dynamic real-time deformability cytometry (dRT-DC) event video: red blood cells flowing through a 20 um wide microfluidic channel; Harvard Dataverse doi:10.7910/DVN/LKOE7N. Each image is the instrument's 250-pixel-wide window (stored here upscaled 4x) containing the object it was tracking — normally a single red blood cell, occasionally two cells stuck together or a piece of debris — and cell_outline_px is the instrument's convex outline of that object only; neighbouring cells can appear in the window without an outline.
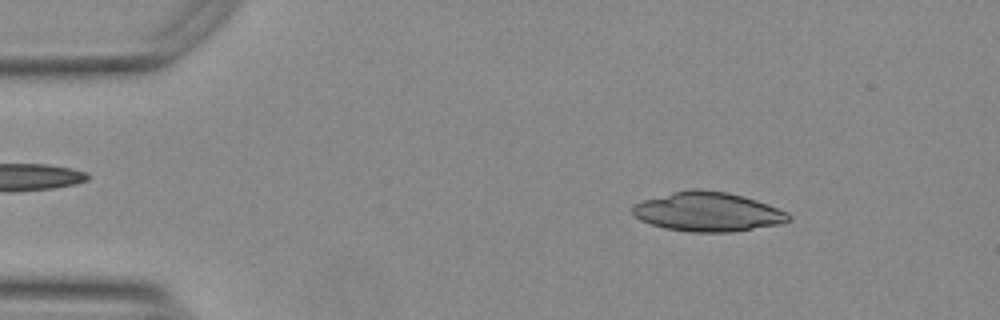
{"species": "Egyptian fruit bat (a non-hibernating species)", "species_latin": "Rousettus aegyptiacus", "temperature_condition": "warm", "stored_images_in_passage": 53, "camera_frame_rate_fps": 3000, "um_per_image_px": 0.085, "animal": {"sex": "female"}, "frame": {"image": 1, "passage_image": 7, "time_ms": 2.0, "image_size_px": [1000, 320], "cell_outline_px": [[792, 220], [780, 224], [732, 232], [692, 232], [664, 228], [640, 220], [632, 212], [632, 204], [644, 200], [672, 192], [692, 188], [700, 188], [728, 192], [744, 196], [768, 204], [788, 212], [792, 216]], "centroid_in_image_um": [60.19, 17.99], "position_along_channel_um": 24.8, "area_um2": 35.95}}
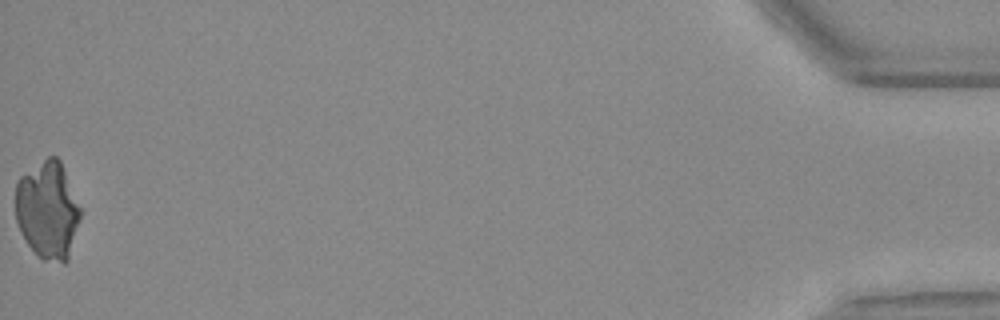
{"frame": {"image": 2, "passage_image": 53, "time_ms": 17.333, "image_size_px": [1000, 320], "cell_outline_px": [[80, 220], [68, 260], [64, 264], [44, 260], [28, 244], [20, 232], [16, 220], [16, 184], [20, 176], [48, 156], [56, 156], [60, 160], [80, 208]], "centroid_in_image_um": [4.05, 17.88], "position_along_channel_um": 431.2, "area_um2": 36.7}}